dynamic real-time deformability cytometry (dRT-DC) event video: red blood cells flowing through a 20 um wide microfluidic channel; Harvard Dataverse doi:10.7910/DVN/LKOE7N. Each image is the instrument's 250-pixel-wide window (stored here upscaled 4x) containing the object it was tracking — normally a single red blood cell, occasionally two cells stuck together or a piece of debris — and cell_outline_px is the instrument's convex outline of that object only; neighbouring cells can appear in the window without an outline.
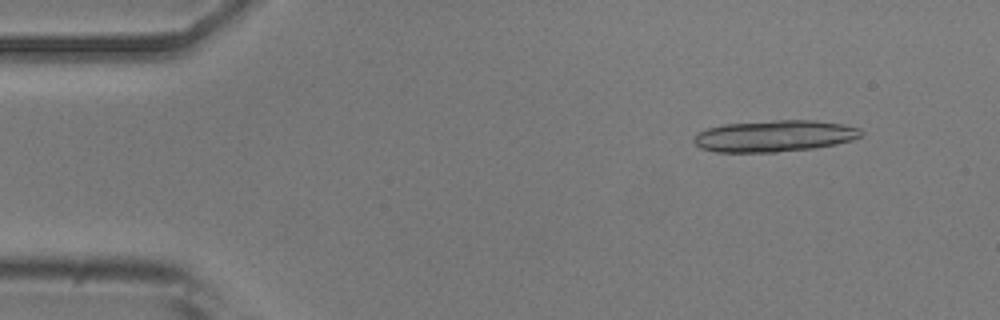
{"species": "common noctule bat (a hibernating species)", "species_latin": "Nyctalus noctula", "temperature_condition": "room temperature", "stored_images_in_passage": 16, "camera_frame_rate_fps": 3000, "um_per_image_px": 0.085, "animal": {"sex": "male", "body_mass_g": 20.5, "forearm_length_mm": 52.5}, "frame": {"image": 1, "passage_image": 5, "time_ms": 1.333, "image_size_px": [1000, 320], "cell_outline_px": [[864, 132], [860, 136], [852, 140], [836, 144], [812, 148], [776, 152], [716, 152], [700, 148], [692, 140], [700, 132], [708, 128], [724, 124], [776, 120], [812, 120], [844, 124], [860, 128]], "centroid_in_image_um": [65.85, 11.56], "position_along_channel_um": 19.2, "area_um2": 30.63}}